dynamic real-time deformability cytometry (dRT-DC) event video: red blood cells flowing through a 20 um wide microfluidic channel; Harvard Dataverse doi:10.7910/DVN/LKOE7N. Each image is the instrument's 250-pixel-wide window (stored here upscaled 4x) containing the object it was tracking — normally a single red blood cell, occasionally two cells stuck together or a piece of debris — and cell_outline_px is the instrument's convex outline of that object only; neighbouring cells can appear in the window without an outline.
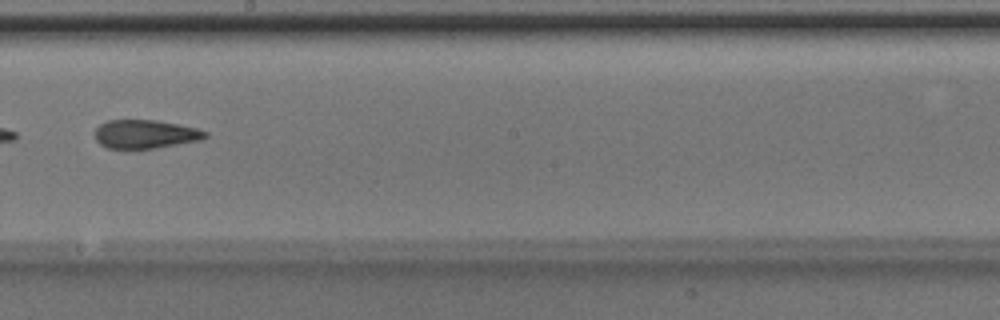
{"species": "Egyptian fruit bat (a non-hibernating species)", "species_latin": "Rousettus aegyptiacus", "temperature_condition": "room temperature", "stored_images_in_passage": 48, "segment_of_instrument_passage": [2, 2], "camera_frame_rate_fps": 3000, "um_per_image_px": 0.085, "animal": {"sex": "male"}, "frame": {"image": 1, "passage_image": 28, "time_ms": 9.0, "image_size_px": [1000, 320], "cell_outline_px": [[208, 136], [200, 140], [156, 148], [108, 148], [100, 144], [96, 140], [92, 132], [100, 124], [108, 120], [156, 120], [196, 128], [208, 132]], "centroid_in_image_um": [12.31, 11.4], "position_along_channel_um": 235.9, "area_um2": 18.38}}
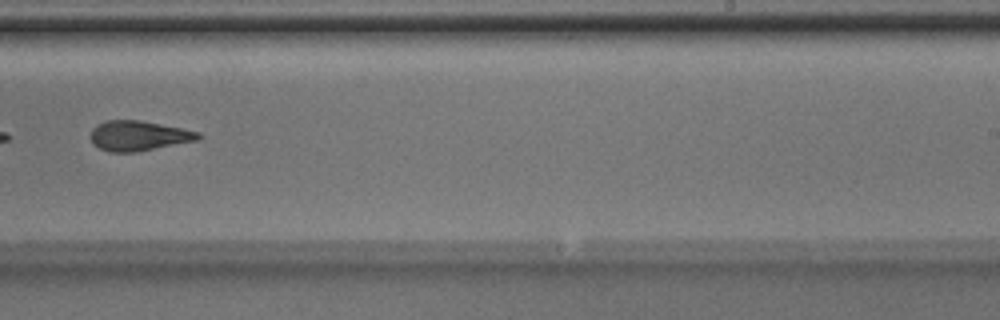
{"frame": {"image": 2, "passage_image": 31, "time_ms": 10.0, "image_size_px": [1000, 320], "cell_outline_px": [[204, 136], [200, 140], [136, 152], [108, 152], [92, 144], [88, 136], [92, 128], [96, 124], [108, 120], [140, 120], [184, 128], [200, 132]], "centroid_in_image_um": [11.79, 11.54], "position_along_channel_um": 277.2, "area_um2": 19.31}}